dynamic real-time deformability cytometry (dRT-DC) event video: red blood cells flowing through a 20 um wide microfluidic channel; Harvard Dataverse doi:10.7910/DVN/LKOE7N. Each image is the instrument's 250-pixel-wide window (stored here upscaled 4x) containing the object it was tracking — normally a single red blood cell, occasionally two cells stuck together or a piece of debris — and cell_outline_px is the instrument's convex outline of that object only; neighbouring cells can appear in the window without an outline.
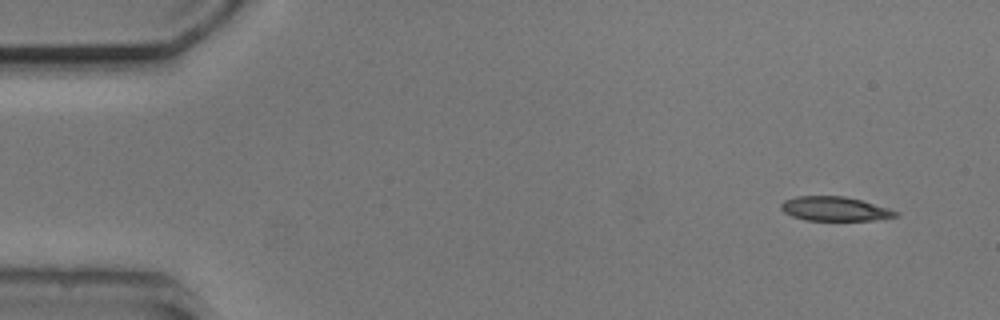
{"species": "common noctule bat (a hibernating species)", "species_latin": "Nyctalus noctula", "temperature_condition": "cold", "stored_images_in_passage": 4, "camera_frame_rate_fps": 3000, "um_per_image_px": 0.085, "animal": {"sex": "male", "body_mass_g": 20.5, "forearm_length_mm": 52.5}, "frame": {"image": 1, "passage_image": 1, "time_ms": 0.0, "image_size_px": [1000, 320], "cell_outline_px": [[900, 216], [872, 220], [804, 220], [792, 216], [784, 212], [780, 208], [780, 204], [784, 200], [796, 196], [844, 196], [860, 200], [888, 208], [900, 212]], "centroid_in_image_um": [70.94, 17.75], "position_along_channel_um": 14.1, "area_um2": 16.18}}
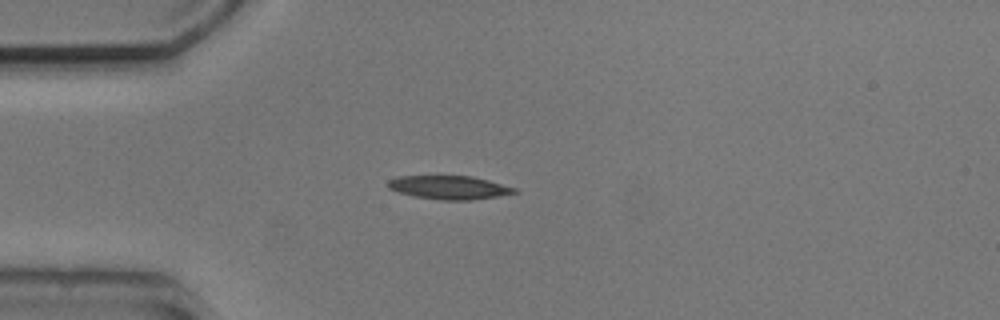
{"frame": {"image": 2, "passage_image": 3, "time_ms": 3.333, "image_size_px": [1000, 320], "cell_outline_px": [[520, 192], [472, 200], [444, 200], [416, 196], [400, 192], [388, 188], [388, 180], [400, 176], [472, 176], [488, 180], [516, 188]], "centroid_in_image_um": [38.21, 15.93], "position_along_channel_um": 46.8, "area_um2": 17.11}}